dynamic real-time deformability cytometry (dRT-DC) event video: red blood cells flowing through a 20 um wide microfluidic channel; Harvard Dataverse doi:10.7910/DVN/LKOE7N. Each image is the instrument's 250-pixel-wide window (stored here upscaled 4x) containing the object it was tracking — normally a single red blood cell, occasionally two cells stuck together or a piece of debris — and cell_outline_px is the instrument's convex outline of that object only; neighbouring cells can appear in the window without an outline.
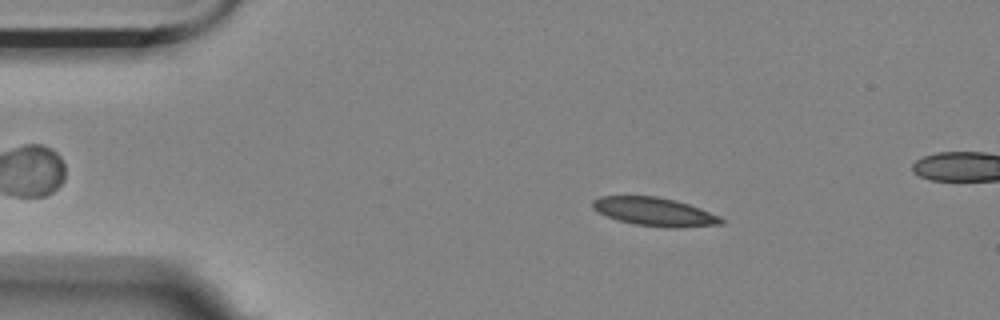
{"species": "Egyptian fruit bat (a non-hibernating species)", "species_latin": "Rousettus aegyptiacus", "temperature_condition": "room temperature", "stored_images_in_passage": 48, "camera_frame_rate_fps": 3000, "um_per_image_px": 0.085, "animal": {"sex": "female"}, "frame": {"image": 1, "passage_image": 9, "time_ms": 2.667, "image_size_px": [1000, 320], "cell_outline_px": [[724, 224], [676, 228], [668, 228], [636, 224], [620, 220], [608, 216], [592, 208], [592, 200], [600, 196], [656, 196], [676, 200], [700, 208], [720, 216], [724, 220]], "centroid_in_image_um": [55.67, 17.99], "position_along_channel_um": 29.3, "area_um2": 21.21}}
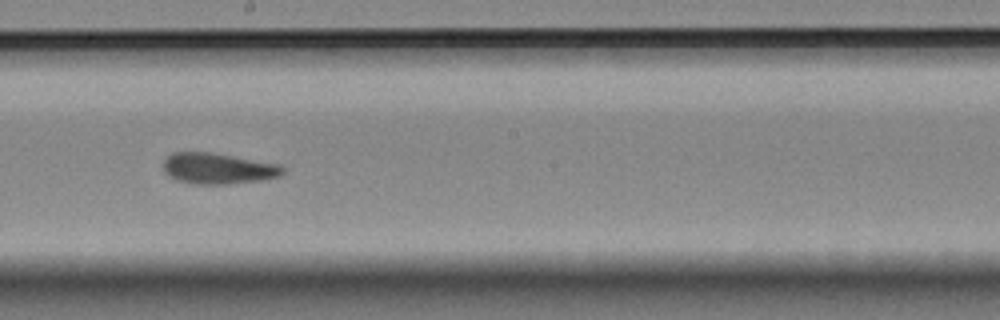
{"frame": {"image": 2, "passage_image": 30, "time_ms": 9.667, "image_size_px": [1000, 320], "cell_outline_px": [[284, 172], [280, 176], [260, 180], [228, 184], [192, 184], [176, 180], [168, 176], [164, 172], [164, 160], [172, 152], [208, 152], [280, 164], [284, 168]], "centroid_in_image_um": [18.51, 14.33], "position_along_channel_um": 229.7, "area_um2": 21.5}}
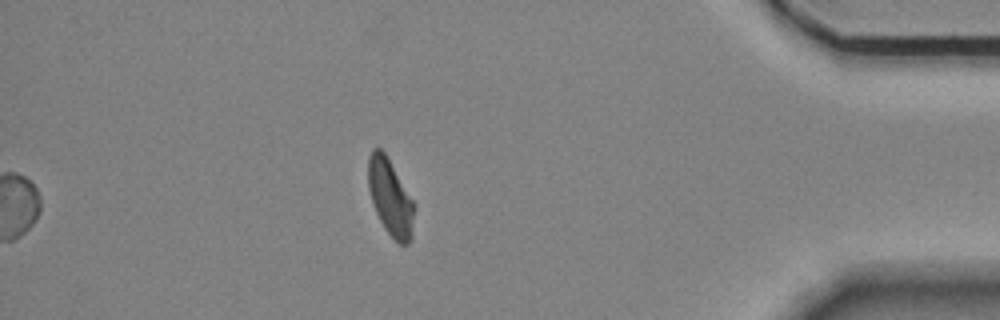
{"frame": {"image": 3, "passage_image": 48, "time_ms": 15.667, "image_size_px": [1000, 320], "cell_outline_px": [[412, 240], [408, 244], [400, 244], [384, 228], [376, 212], [368, 188], [368, 156], [372, 148], [380, 148], [384, 152], [412, 200]], "centroid_in_image_um": [33.13, 16.77], "position_along_channel_um": 402.1, "area_um2": 19.77}, "authors_computed_cell_mechanics": {"area_um2": 21.2704, "velocity_mm_per_s": 3.56, "shape_relaxation_time_tau1_ms": null, "shape_relaxation_time_tau2_ms": 3.6, "deformation_change_tau1": null, "deformation_change_tau2": 0.1006}}